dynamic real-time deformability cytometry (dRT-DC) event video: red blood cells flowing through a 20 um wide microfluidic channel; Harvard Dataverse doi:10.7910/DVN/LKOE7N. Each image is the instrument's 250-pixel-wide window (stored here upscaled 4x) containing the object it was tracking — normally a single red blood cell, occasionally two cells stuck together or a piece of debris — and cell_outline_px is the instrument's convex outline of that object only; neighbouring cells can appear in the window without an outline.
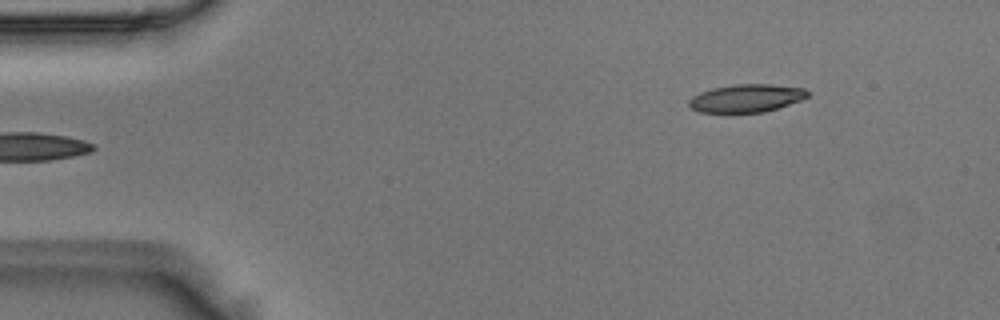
{"species": "Egyptian fruit bat (a non-hibernating species)", "species_latin": "Rousettus aegyptiacus", "temperature_condition": "room temperature", "stored_images_in_passage": 5, "segment_of_instrument_passage": [2, 2], "camera_frame_rate_fps": 3000, "um_per_image_px": 0.085, "animal": {"sex": "male"}, "frame": {"image": 1, "passage_image": 5, "time_ms": 1.333, "image_size_px": [1000, 320], "cell_outline_px": [[808, 96], [800, 100], [764, 112], [700, 112], [692, 108], [688, 104], [688, 100], [692, 96], [700, 92], [712, 88], [732, 84], [772, 84], [804, 88], [808, 92]], "centroid_in_image_um": [63.41, 8.33], "position_along_channel_um": 21.6, "area_um2": 19.19}}